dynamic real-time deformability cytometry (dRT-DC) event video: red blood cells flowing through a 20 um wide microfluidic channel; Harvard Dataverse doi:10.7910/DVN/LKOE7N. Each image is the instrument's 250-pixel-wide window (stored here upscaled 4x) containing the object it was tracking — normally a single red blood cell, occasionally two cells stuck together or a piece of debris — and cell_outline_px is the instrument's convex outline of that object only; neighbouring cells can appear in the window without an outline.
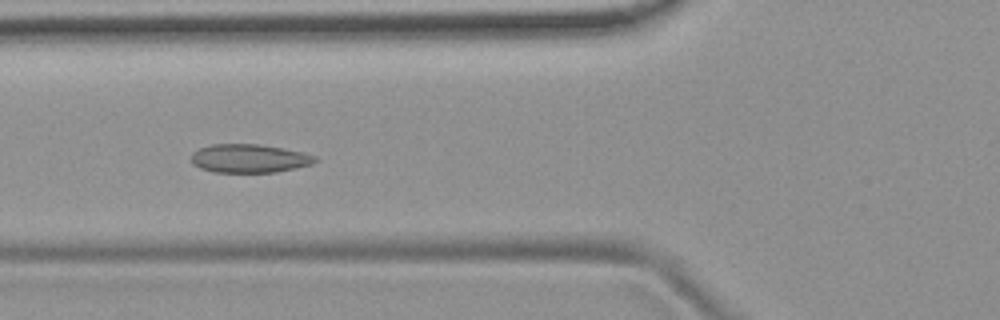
{"species": "common noctule bat (a hibernating species)", "species_latin": "Nyctalus noctula", "temperature_condition": "room temperature", "stored_images_in_passage": 44, "camera_frame_rate_fps": 3000, "um_per_image_px": 0.085, "animal": {"sex": "female", "body_mass_g": 19.9}, "frame": {"image": 1, "passage_image": 11, "time_ms": 3.333, "image_size_px": [1000, 320], "cell_outline_px": [[320, 160], [312, 164], [296, 168], [276, 172], [212, 172], [200, 168], [192, 164], [192, 152], [200, 148], [212, 144], [260, 144], [300, 152], [316, 156]], "centroid_in_image_um": [21.18, 13.47], "position_along_channel_um": 104.6, "area_um2": 20.58}}
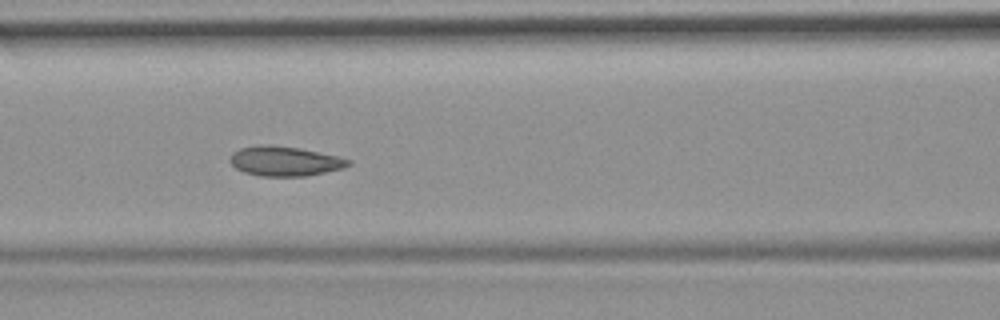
{"frame": {"image": 2, "passage_image": 14, "time_ms": 4.333, "image_size_px": [1000, 320], "cell_outline_px": [[352, 164], [344, 168], [308, 176], [260, 176], [244, 172], [236, 168], [228, 160], [232, 152], [240, 148], [260, 144], [272, 144], [300, 148], [340, 156], [352, 160]], "centroid_in_image_um": [24.23, 13.69], "position_along_channel_um": 142.4, "area_um2": 20.87}}
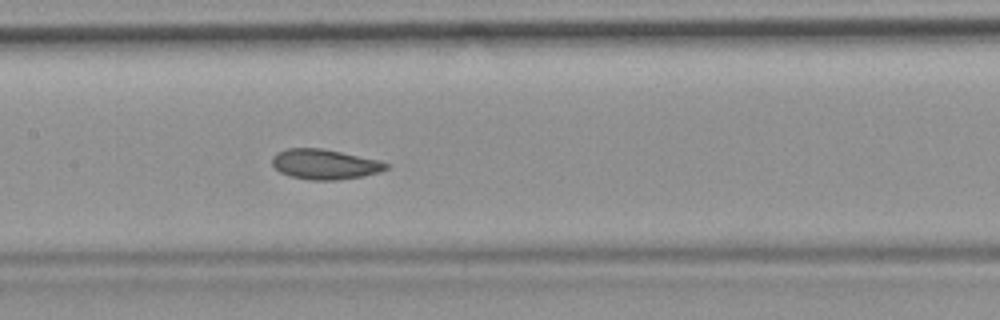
{"frame": {"image": 3, "passage_image": 17, "time_ms": 5.333, "image_size_px": [1000, 320], "cell_outline_px": [[388, 168], [380, 172], [364, 176], [336, 180], [308, 180], [288, 176], [280, 172], [272, 164], [272, 156], [276, 152], [288, 148], [320, 148], [380, 160], [388, 164]], "centroid_in_image_um": [27.58, 13.97], "position_along_channel_um": 179.8, "area_um2": 20.06}, "authors_computed_cell_mechanics": {"area_um2": 20.6057, "velocity_mm_per_s": 3.7517, "shape_relaxation_time_tau1_ms": 6.046, "shape_relaxation_time_tau2_ms": 2.6257, "deformation_change_tau1": 0.1144, "deformation_change_tau2": 0.07}}